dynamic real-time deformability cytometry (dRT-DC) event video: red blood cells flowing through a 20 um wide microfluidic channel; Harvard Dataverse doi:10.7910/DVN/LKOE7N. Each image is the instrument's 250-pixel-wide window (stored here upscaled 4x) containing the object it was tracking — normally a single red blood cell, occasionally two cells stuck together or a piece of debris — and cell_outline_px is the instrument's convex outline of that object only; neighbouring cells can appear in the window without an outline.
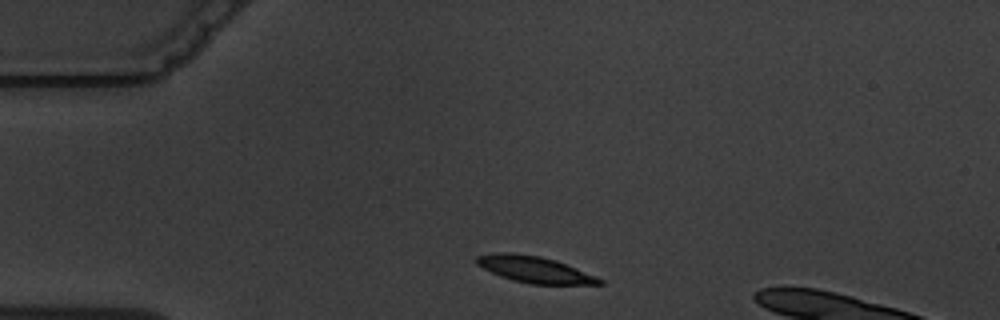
{"species": "common noctule bat (a hibernating species)", "species_latin": "Nyctalus noctula", "temperature_condition": "warm", "stored_images_in_passage": 3, "camera_frame_rate_fps": 3000, "um_per_image_px": 0.085, "animal": {"sex": "male", "body_mass_g": 19.5, "forearm_length_mm": 54.6}, "frame": {"image": 1, "passage_image": 1, "time_ms": 0.0, "image_size_px": [1000, 320], "cell_outline_px": [[604, 284], [528, 284], [512, 280], [500, 276], [476, 264], [476, 256], [500, 252], [512, 252], [540, 256], [556, 260], [596, 276], [604, 280]], "centroid_in_image_um": [45.44, 22.9], "position_along_channel_um": 39.6, "area_um2": 18.84}}